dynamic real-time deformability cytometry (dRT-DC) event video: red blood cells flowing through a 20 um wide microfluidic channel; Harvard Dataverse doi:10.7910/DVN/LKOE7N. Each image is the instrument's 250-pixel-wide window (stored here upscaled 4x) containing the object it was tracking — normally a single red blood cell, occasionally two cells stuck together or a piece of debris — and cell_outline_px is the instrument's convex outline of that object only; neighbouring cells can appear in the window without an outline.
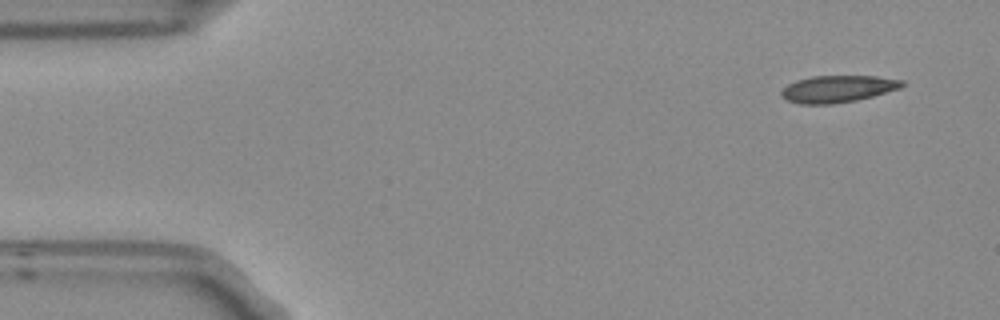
{"species": "Egyptian fruit bat (a non-hibernating species)", "species_latin": "Rousettus aegyptiacus", "temperature_condition": "room temperature", "stored_images_in_passage": 5, "camera_frame_rate_fps": 3000, "um_per_image_px": 0.085, "frame": {"image": 1, "passage_image": 1, "time_ms": 0.0, "image_size_px": [1000, 320], "cell_outline_px": [[908, 84], [900, 88], [872, 96], [856, 100], [832, 104], [800, 104], [788, 100], [780, 96], [780, 92], [788, 84], [796, 80], [812, 76], [876, 76], [904, 80]], "centroid_in_image_um": [71.22, 7.55], "position_along_channel_um": 13.8, "area_um2": 19.02}}
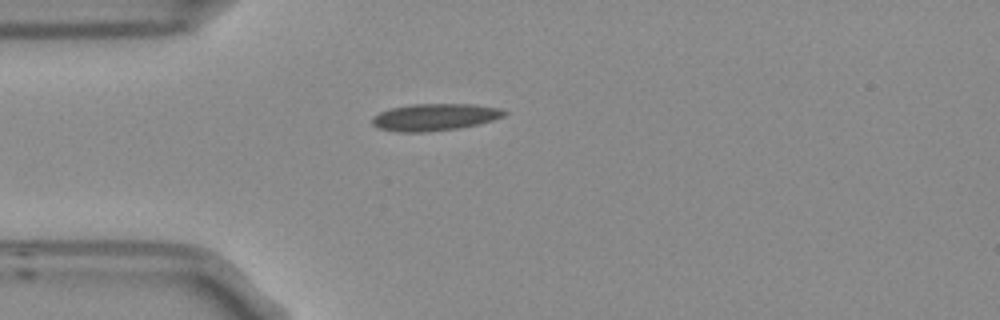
{"frame": {"image": 2, "passage_image": 3, "time_ms": 0.667, "image_size_px": [1000, 320], "cell_outline_px": [[508, 112], [504, 116], [480, 124], [456, 128], [424, 132], [400, 132], [380, 128], [372, 124], [372, 116], [388, 108], [412, 104], [476, 104], [500, 108]], "centroid_in_image_um": [36.95, 9.94], "position_along_channel_um": 48.0, "area_um2": 20.81}}